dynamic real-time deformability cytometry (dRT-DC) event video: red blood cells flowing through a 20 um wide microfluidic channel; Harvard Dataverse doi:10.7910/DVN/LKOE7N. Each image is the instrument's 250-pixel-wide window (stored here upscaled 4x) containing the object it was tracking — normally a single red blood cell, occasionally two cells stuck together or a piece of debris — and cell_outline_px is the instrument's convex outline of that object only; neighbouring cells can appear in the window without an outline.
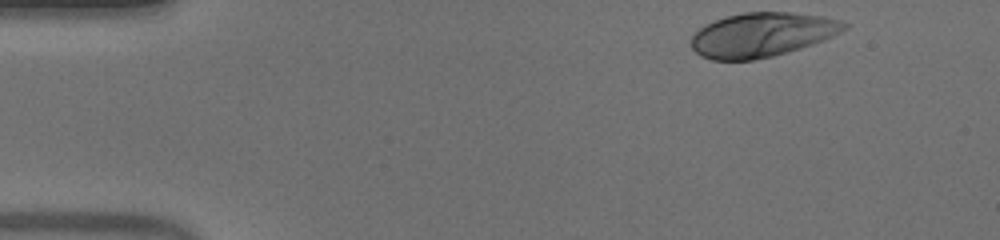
{"species": "human", "species_latin": "Homo sapiens", "temperature_condition": "warm", "stored_images_in_passage": 38, "camera_frame_rate_fps": 3000, "um_per_image_px": 0.085, "donor": {"sex": "male"}, "frame": {"image": 1, "passage_image": 1, "time_ms": 0.0, "image_size_px": [1000, 240], "cell_outline_px": [[848, 28], [824, 40], [800, 48], [772, 56], [752, 60], [712, 60], [700, 56], [692, 48], [692, 36], [704, 24], [724, 16], [744, 12], [792, 12], [824, 16], [840, 20], [848, 24]], "centroid_in_image_um": [64.77, 2.94], "position_along_channel_um": 20.2, "area_um2": 39.54}}
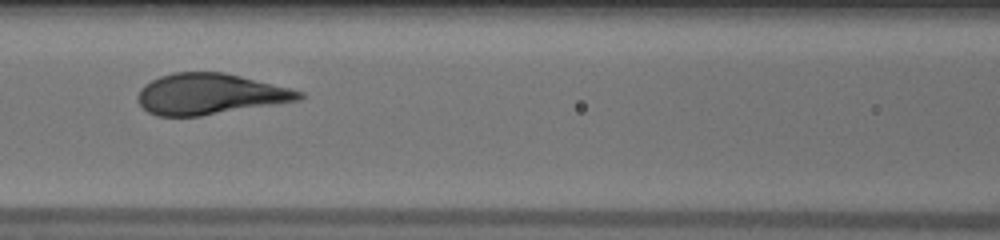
{"frame": {"image": 2, "passage_image": 18, "time_ms": 5.667, "image_size_px": [1000, 240], "cell_outline_px": [[304, 96], [300, 100], [200, 116], [156, 116], [148, 112], [140, 104], [136, 96], [140, 88], [144, 84], [160, 76], [172, 72], [224, 72], [304, 92]], "centroid_in_image_um": [17.79, 7.99], "position_along_channel_um": 148.8, "area_um2": 38.21}}
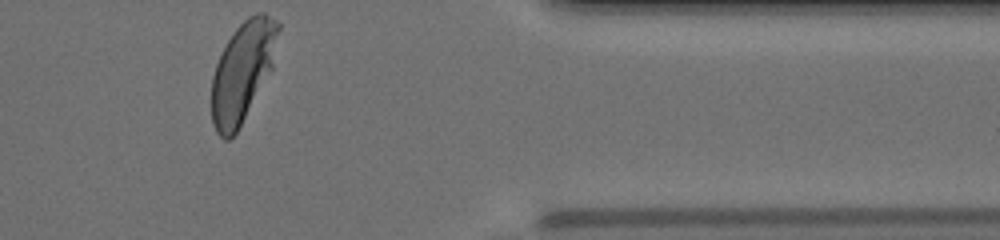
{"frame": {"image": 3, "passage_image": 38, "time_ms": 12.333, "image_size_px": [1000, 240], "cell_outline_px": [[280, 28], [272, 68], [236, 132], [228, 140], [224, 140], [216, 132], [212, 124], [212, 76], [216, 64], [232, 32], [248, 16], [256, 12], [264, 12], [276, 20], [280, 24]], "centroid_in_image_um": [20.62, 6.05], "position_along_channel_um": 390.8, "area_um2": 38.38}, "authors_computed_cell_mechanics": {"area_um2": 38.9861, "velocity_mm_per_s": 3.9489, "shape_relaxation_time_tau1_ms": 2.7522, "shape_relaxation_time_tau2_ms": null, "deformation_change_tau1": 0.2024, "deformation_change_tau2": null}}